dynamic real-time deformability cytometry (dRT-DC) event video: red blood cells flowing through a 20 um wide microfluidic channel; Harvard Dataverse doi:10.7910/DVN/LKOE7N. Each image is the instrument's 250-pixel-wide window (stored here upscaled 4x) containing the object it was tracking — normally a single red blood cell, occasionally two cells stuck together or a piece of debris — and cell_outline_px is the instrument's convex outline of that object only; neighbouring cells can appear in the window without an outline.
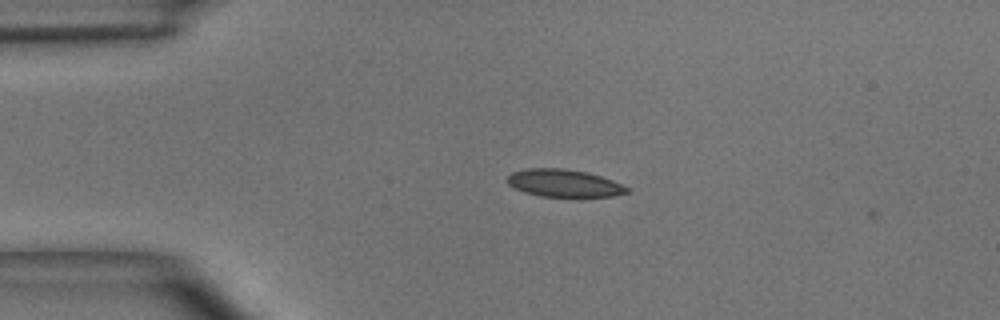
{"species": "common noctule bat (a hibernating species)", "species_latin": "Nyctalus noctula", "temperature_condition": "room temperature", "stored_images_in_passage": 2, "camera_frame_rate_fps": 3000, "um_per_image_px": 0.085, "animal": {"sex": "male", "body_mass_g": 15.6}, "frame": {"image": 1, "passage_image": 1, "time_ms": 0.0, "image_size_px": [1000, 320], "cell_outline_px": [[628, 192], [612, 196], [540, 196], [524, 192], [508, 184], [508, 176], [512, 172], [528, 168], [564, 168], [588, 172], [612, 180], [628, 188]], "centroid_in_image_um": [47.91, 15.55], "position_along_channel_um": 37.1, "area_um2": 18.9}}